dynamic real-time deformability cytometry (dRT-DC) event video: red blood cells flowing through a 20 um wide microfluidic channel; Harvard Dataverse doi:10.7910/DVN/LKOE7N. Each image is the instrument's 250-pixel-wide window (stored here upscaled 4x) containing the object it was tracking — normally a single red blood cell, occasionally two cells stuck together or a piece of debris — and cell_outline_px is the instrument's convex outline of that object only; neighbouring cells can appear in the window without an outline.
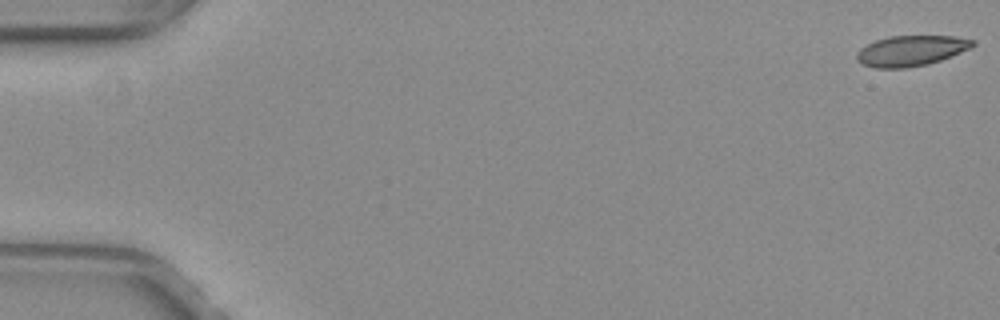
{"species": "common noctule bat (a hibernating species)", "species_latin": "Nyctalus noctula", "temperature_condition": "warm", "stored_images_in_passage": 53, "camera_frame_rate_fps": 3000, "um_per_image_px": 0.085, "animal": {"sex": "female", "body_mass_g": 29.2, "forearm_length_mm": 56.3}, "frame": {"image": 1, "passage_image": 1, "time_ms": 0.0, "image_size_px": [1000, 320], "cell_outline_px": [[976, 44], [960, 52], [940, 60], [928, 64], [904, 68], [876, 68], [864, 64], [856, 60], [856, 52], [860, 48], [876, 40], [888, 36], [956, 36], [976, 40]], "centroid_in_image_um": [77.42, 4.3], "position_along_channel_um": 7.6, "area_um2": 20.52}}
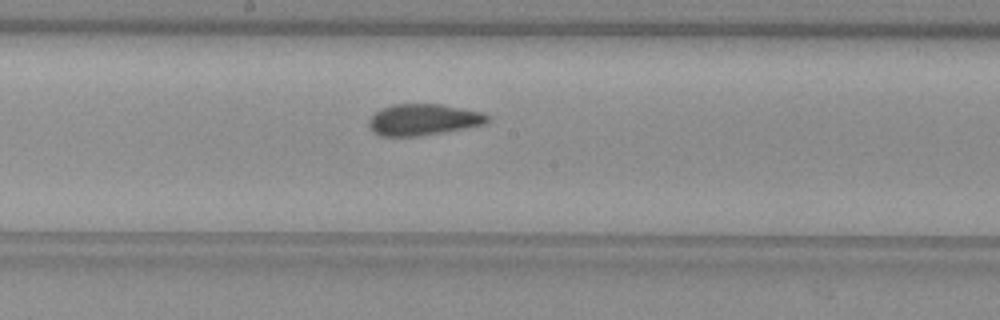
{"frame": {"image": 2, "passage_image": 29, "time_ms": 9.333, "image_size_px": [1000, 320], "cell_outline_px": [[488, 120], [484, 124], [464, 128], [416, 136], [380, 136], [372, 132], [368, 128], [368, 120], [380, 108], [392, 104], [440, 104], [484, 112], [488, 116]], "centroid_in_image_um": [35.92, 10.16], "position_along_channel_um": 212.3, "area_um2": 21.62}}
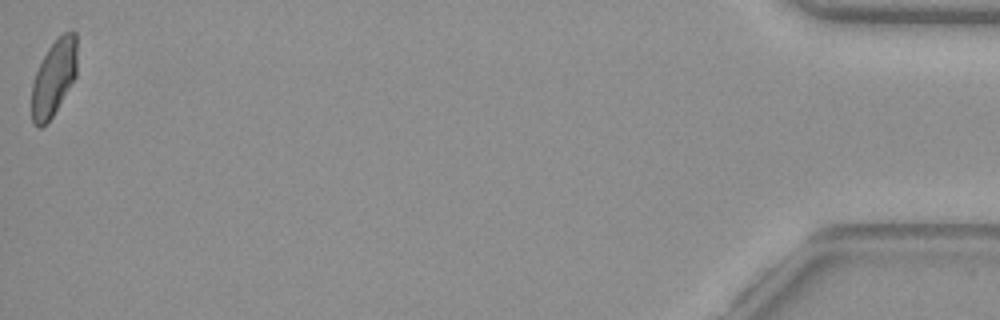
{"frame": {"image": 3, "passage_image": 53, "time_ms": 17.333, "image_size_px": [1000, 320], "cell_outline_px": [[76, 76], [52, 116], [40, 128], [32, 124], [32, 84], [36, 72], [48, 48], [64, 32], [72, 28], [76, 32]], "centroid_in_image_um": [4.58, 6.59], "position_along_channel_um": 430.6, "area_um2": 19.83}, "authors_computed_cell_mechanics": {"area_um2": 21.675, "velocity_mm_per_s": 3.9816, "shape_relaxation_time_tau1_ms": null, "shape_relaxation_time_tau2_ms": 1.0574, "deformation_change_tau1": null, "deformation_change_tau2": 0.0613}}